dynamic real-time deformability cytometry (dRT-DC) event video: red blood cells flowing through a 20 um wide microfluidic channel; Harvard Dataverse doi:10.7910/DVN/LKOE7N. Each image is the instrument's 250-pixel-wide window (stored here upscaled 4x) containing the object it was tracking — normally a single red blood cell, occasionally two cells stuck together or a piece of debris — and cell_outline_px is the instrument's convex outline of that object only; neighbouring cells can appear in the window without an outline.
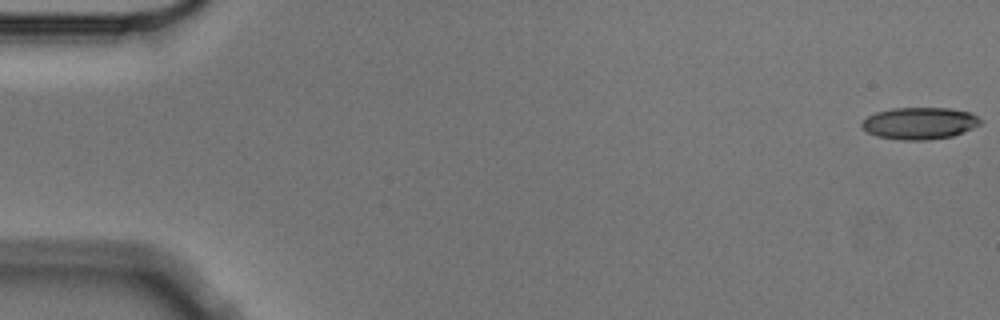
{"species": "Egyptian fruit bat (a non-hibernating species)", "species_latin": "Rousettus aegyptiacus", "temperature_condition": "cold", "stored_images_in_passage": 6, "segment_of_instrument_passage": [1, 2], "camera_frame_rate_fps": 3000, "um_per_image_px": 0.085, "animal": {"sex": "male"}, "frame": {"image": 1, "passage_image": 1, "time_ms": 0.0, "image_size_px": [1000, 320], "cell_outline_px": [[984, 120], [980, 124], [972, 128], [952, 136], [928, 140], [904, 140], [876, 136], [868, 132], [860, 124], [868, 116], [876, 112], [892, 108], [948, 108], [972, 112]], "centroid_in_image_um": [78.2, 10.47], "position_along_channel_um": 6.8, "area_um2": 22.08}}